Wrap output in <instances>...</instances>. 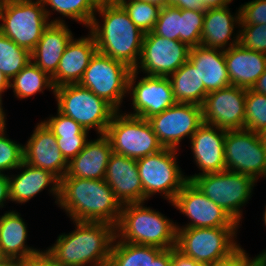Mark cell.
<instances>
[{
  "label": "cell",
  "mask_w": 266,
  "mask_h": 266,
  "mask_svg": "<svg viewBox=\"0 0 266 266\" xmlns=\"http://www.w3.org/2000/svg\"><path fill=\"white\" fill-rule=\"evenodd\" d=\"M57 205L72 221L105 222L117 226L122 204L104 179L63 177Z\"/></svg>",
  "instance_id": "1"
},
{
  "label": "cell",
  "mask_w": 266,
  "mask_h": 266,
  "mask_svg": "<svg viewBox=\"0 0 266 266\" xmlns=\"http://www.w3.org/2000/svg\"><path fill=\"white\" fill-rule=\"evenodd\" d=\"M96 14L103 18V24H100ZM88 29L94 36L97 52L135 69L140 59L144 33L119 3L99 5Z\"/></svg>",
  "instance_id": "2"
},
{
  "label": "cell",
  "mask_w": 266,
  "mask_h": 266,
  "mask_svg": "<svg viewBox=\"0 0 266 266\" xmlns=\"http://www.w3.org/2000/svg\"><path fill=\"white\" fill-rule=\"evenodd\" d=\"M73 223L75 230L59 234L47 249L56 263L60 266H98L109 262L116 237L115 227L105 222Z\"/></svg>",
  "instance_id": "3"
},
{
  "label": "cell",
  "mask_w": 266,
  "mask_h": 266,
  "mask_svg": "<svg viewBox=\"0 0 266 266\" xmlns=\"http://www.w3.org/2000/svg\"><path fill=\"white\" fill-rule=\"evenodd\" d=\"M143 205L145 202L122 205L120 219L115 227L116 238L127 243L161 249L176 247V222Z\"/></svg>",
  "instance_id": "4"
},
{
  "label": "cell",
  "mask_w": 266,
  "mask_h": 266,
  "mask_svg": "<svg viewBox=\"0 0 266 266\" xmlns=\"http://www.w3.org/2000/svg\"><path fill=\"white\" fill-rule=\"evenodd\" d=\"M49 19L41 0H3L0 32L31 52L50 23H65L60 17Z\"/></svg>",
  "instance_id": "5"
},
{
  "label": "cell",
  "mask_w": 266,
  "mask_h": 266,
  "mask_svg": "<svg viewBox=\"0 0 266 266\" xmlns=\"http://www.w3.org/2000/svg\"><path fill=\"white\" fill-rule=\"evenodd\" d=\"M176 229V248L205 266L228 259L242 247L236 242L239 227Z\"/></svg>",
  "instance_id": "6"
},
{
  "label": "cell",
  "mask_w": 266,
  "mask_h": 266,
  "mask_svg": "<svg viewBox=\"0 0 266 266\" xmlns=\"http://www.w3.org/2000/svg\"><path fill=\"white\" fill-rule=\"evenodd\" d=\"M54 96L60 113L72 118L87 131L95 128L98 135L106 133L116 112L104 99L79 84L56 87Z\"/></svg>",
  "instance_id": "7"
},
{
  "label": "cell",
  "mask_w": 266,
  "mask_h": 266,
  "mask_svg": "<svg viewBox=\"0 0 266 266\" xmlns=\"http://www.w3.org/2000/svg\"><path fill=\"white\" fill-rule=\"evenodd\" d=\"M191 181L206 197L219 205L241 225L242 207L249 203L257 183L254 178L225 170L197 175Z\"/></svg>",
  "instance_id": "8"
},
{
  "label": "cell",
  "mask_w": 266,
  "mask_h": 266,
  "mask_svg": "<svg viewBox=\"0 0 266 266\" xmlns=\"http://www.w3.org/2000/svg\"><path fill=\"white\" fill-rule=\"evenodd\" d=\"M178 149L164 148L161 151L136 159L143 187V202L156 193L171 203L188 181L177 164Z\"/></svg>",
  "instance_id": "9"
},
{
  "label": "cell",
  "mask_w": 266,
  "mask_h": 266,
  "mask_svg": "<svg viewBox=\"0 0 266 266\" xmlns=\"http://www.w3.org/2000/svg\"><path fill=\"white\" fill-rule=\"evenodd\" d=\"M120 112L114 113L105 133L113 153L139 159L164 149L147 119Z\"/></svg>",
  "instance_id": "10"
},
{
  "label": "cell",
  "mask_w": 266,
  "mask_h": 266,
  "mask_svg": "<svg viewBox=\"0 0 266 266\" xmlns=\"http://www.w3.org/2000/svg\"><path fill=\"white\" fill-rule=\"evenodd\" d=\"M132 69L124 63L96 52L79 82L120 111L123 98L128 95V80Z\"/></svg>",
  "instance_id": "11"
},
{
  "label": "cell",
  "mask_w": 266,
  "mask_h": 266,
  "mask_svg": "<svg viewBox=\"0 0 266 266\" xmlns=\"http://www.w3.org/2000/svg\"><path fill=\"white\" fill-rule=\"evenodd\" d=\"M224 150L226 170L249 175L257 182L266 176V148L261 134L247 129L227 130Z\"/></svg>",
  "instance_id": "12"
},
{
  "label": "cell",
  "mask_w": 266,
  "mask_h": 266,
  "mask_svg": "<svg viewBox=\"0 0 266 266\" xmlns=\"http://www.w3.org/2000/svg\"><path fill=\"white\" fill-rule=\"evenodd\" d=\"M189 54L190 47L185 43L148 32L144 34L140 59L134 71L169 77L189 60Z\"/></svg>",
  "instance_id": "13"
},
{
  "label": "cell",
  "mask_w": 266,
  "mask_h": 266,
  "mask_svg": "<svg viewBox=\"0 0 266 266\" xmlns=\"http://www.w3.org/2000/svg\"><path fill=\"white\" fill-rule=\"evenodd\" d=\"M147 120L164 148L179 150L180 142L185 137L191 139L203 124L202 106L176 103Z\"/></svg>",
  "instance_id": "14"
},
{
  "label": "cell",
  "mask_w": 266,
  "mask_h": 266,
  "mask_svg": "<svg viewBox=\"0 0 266 266\" xmlns=\"http://www.w3.org/2000/svg\"><path fill=\"white\" fill-rule=\"evenodd\" d=\"M177 210L190 220L176 228L240 227L219 205L206 197L192 182L187 181L171 202Z\"/></svg>",
  "instance_id": "15"
},
{
  "label": "cell",
  "mask_w": 266,
  "mask_h": 266,
  "mask_svg": "<svg viewBox=\"0 0 266 266\" xmlns=\"http://www.w3.org/2000/svg\"><path fill=\"white\" fill-rule=\"evenodd\" d=\"M138 74L132 70L129 76L128 95L134 111L127 114L148 119L177 103L168 77L145 75L138 80Z\"/></svg>",
  "instance_id": "16"
},
{
  "label": "cell",
  "mask_w": 266,
  "mask_h": 266,
  "mask_svg": "<svg viewBox=\"0 0 266 266\" xmlns=\"http://www.w3.org/2000/svg\"><path fill=\"white\" fill-rule=\"evenodd\" d=\"M247 89L230 85L209 92L202 104L203 123L225 130L245 129Z\"/></svg>",
  "instance_id": "17"
},
{
  "label": "cell",
  "mask_w": 266,
  "mask_h": 266,
  "mask_svg": "<svg viewBox=\"0 0 266 266\" xmlns=\"http://www.w3.org/2000/svg\"><path fill=\"white\" fill-rule=\"evenodd\" d=\"M23 161L35 168L48 170L59 179L68 169V161L61 153L55 135L43 121L37 123L33 134L23 145Z\"/></svg>",
  "instance_id": "18"
},
{
  "label": "cell",
  "mask_w": 266,
  "mask_h": 266,
  "mask_svg": "<svg viewBox=\"0 0 266 266\" xmlns=\"http://www.w3.org/2000/svg\"><path fill=\"white\" fill-rule=\"evenodd\" d=\"M225 129L203 123L190 139L193 161L200 171L198 174L187 176L191 181L197 175L215 173L226 170L224 141Z\"/></svg>",
  "instance_id": "19"
},
{
  "label": "cell",
  "mask_w": 266,
  "mask_h": 266,
  "mask_svg": "<svg viewBox=\"0 0 266 266\" xmlns=\"http://www.w3.org/2000/svg\"><path fill=\"white\" fill-rule=\"evenodd\" d=\"M104 180L122 205L143 202V187L136 159L112 153Z\"/></svg>",
  "instance_id": "20"
},
{
  "label": "cell",
  "mask_w": 266,
  "mask_h": 266,
  "mask_svg": "<svg viewBox=\"0 0 266 266\" xmlns=\"http://www.w3.org/2000/svg\"><path fill=\"white\" fill-rule=\"evenodd\" d=\"M97 52L94 36L72 38L59 61L56 73L51 77L54 87L79 84L91 58Z\"/></svg>",
  "instance_id": "21"
},
{
  "label": "cell",
  "mask_w": 266,
  "mask_h": 266,
  "mask_svg": "<svg viewBox=\"0 0 266 266\" xmlns=\"http://www.w3.org/2000/svg\"><path fill=\"white\" fill-rule=\"evenodd\" d=\"M16 169L21 172H18L17 175H9L10 201L24 204L49 187L48 191L52 196L54 195L57 204L60 179L56 175L48 170L30 166L24 161Z\"/></svg>",
  "instance_id": "22"
},
{
  "label": "cell",
  "mask_w": 266,
  "mask_h": 266,
  "mask_svg": "<svg viewBox=\"0 0 266 266\" xmlns=\"http://www.w3.org/2000/svg\"><path fill=\"white\" fill-rule=\"evenodd\" d=\"M240 23V9L235 15H232L228 6L206 9L200 45L227 50L239 44V29L236 34L233 33L235 25L239 28Z\"/></svg>",
  "instance_id": "23"
},
{
  "label": "cell",
  "mask_w": 266,
  "mask_h": 266,
  "mask_svg": "<svg viewBox=\"0 0 266 266\" xmlns=\"http://www.w3.org/2000/svg\"><path fill=\"white\" fill-rule=\"evenodd\" d=\"M112 153L109 138L105 134H100L97 139L88 140L83 150L68 162L64 177L104 179Z\"/></svg>",
  "instance_id": "24"
},
{
  "label": "cell",
  "mask_w": 266,
  "mask_h": 266,
  "mask_svg": "<svg viewBox=\"0 0 266 266\" xmlns=\"http://www.w3.org/2000/svg\"><path fill=\"white\" fill-rule=\"evenodd\" d=\"M231 85L251 89L266 69V54L248 50L240 44L224 50Z\"/></svg>",
  "instance_id": "25"
},
{
  "label": "cell",
  "mask_w": 266,
  "mask_h": 266,
  "mask_svg": "<svg viewBox=\"0 0 266 266\" xmlns=\"http://www.w3.org/2000/svg\"><path fill=\"white\" fill-rule=\"evenodd\" d=\"M73 37L66 23H50L31 51V61L52 77L66 46Z\"/></svg>",
  "instance_id": "26"
},
{
  "label": "cell",
  "mask_w": 266,
  "mask_h": 266,
  "mask_svg": "<svg viewBox=\"0 0 266 266\" xmlns=\"http://www.w3.org/2000/svg\"><path fill=\"white\" fill-rule=\"evenodd\" d=\"M189 61L198 70L208 93L231 85L224 50L202 45L191 47Z\"/></svg>",
  "instance_id": "27"
},
{
  "label": "cell",
  "mask_w": 266,
  "mask_h": 266,
  "mask_svg": "<svg viewBox=\"0 0 266 266\" xmlns=\"http://www.w3.org/2000/svg\"><path fill=\"white\" fill-rule=\"evenodd\" d=\"M27 225L19 212L10 210L0 216L1 258L25 260L40 250L28 246Z\"/></svg>",
  "instance_id": "28"
},
{
  "label": "cell",
  "mask_w": 266,
  "mask_h": 266,
  "mask_svg": "<svg viewBox=\"0 0 266 266\" xmlns=\"http://www.w3.org/2000/svg\"><path fill=\"white\" fill-rule=\"evenodd\" d=\"M177 103H192L202 106L208 92L200 80L198 70L188 60L169 77Z\"/></svg>",
  "instance_id": "29"
},
{
  "label": "cell",
  "mask_w": 266,
  "mask_h": 266,
  "mask_svg": "<svg viewBox=\"0 0 266 266\" xmlns=\"http://www.w3.org/2000/svg\"><path fill=\"white\" fill-rule=\"evenodd\" d=\"M10 88H13L14 95L20 100L43 93L45 89H51L52 94L55 90L52 78L32 61L10 80Z\"/></svg>",
  "instance_id": "30"
},
{
  "label": "cell",
  "mask_w": 266,
  "mask_h": 266,
  "mask_svg": "<svg viewBox=\"0 0 266 266\" xmlns=\"http://www.w3.org/2000/svg\"><path fill=\"white\" fill-rule=\"evenodd\" d=\"M41 2L48 18L54 11L63 17L81 23L87 28L91 25L98 7L92 0H41ZM48 5L50 10L46 7Z\"/></svg>",
  "instance_id": "31"
},
{
  "label": "cell",
  "mask_w": 266,
  "mask_h": 266,
  "mask_svg": "<svg viewBox=\"0 0 266 266\" xmlns=\"http://www.w3.org/2000/svg\"><path fill=\"white\" fill-rule=\"evenodd\" d=\"M29 62H31V52L18 46L0 32V72L11 80Z\"/></svg>",
  "instance_id": "32"
},
{
  "label": "cell",
  "mask_w": 266,
  "mask_h": 266,
  "mask_svg": "<svg viewBox=\"0 0 266 266\" xmlns=\"http://www.w3.org/2000/svg\"><path fill=\"white\" fill-rule=\"evenodd\" d=\"M109 262L112 266H149L150 246L113 241Z\"/></svg>",
  "instance_id": "33"
},
{
  "label": "cell",
  "mask_w": 266,
  "mask_h": 266,
  "mask_svg": "<svg viewBox=\"0 0 266 266\" xmlns=\"http://www.w3.org/2000/svg\"><path fill=\"white\" fill-rule=\"evenodd\" d=\"M114 2L119 3L124 8L132 22L144 34L153 31L162 7L138 0Z\"/></svg>",
  "instance_id": "34"
},
{
  "label": "cell",
  "mask_w": 266,
  "mask_h": 266,
  "mask_svg": "<svg viewBox=\"0 0 266 266\" xmlns=\"http://www.w3.org/2000/svg\"><path fill=\"white\" fill-rule=\"evenodd\" d=\"M245 129L261 134L266 129V95L247 89Z\"/></svg>",
  "instance_id": "35"
},
{
  "label": "cell",
  "mask_w": 266,
  "mask_h": 266,
  "mask_svg": "<svg viewBox=\"0 0 266 266\" xmlns=\"http://www.w3.org/2000/svg\"><path fill=\"white\" fill-rule=\"evenodd\" d=\"M6 117L0 118V173L15 170L23 162V144L6 135Z\"/></svg>",
  "instance_id": "36"
},
{
  "label": "cell",
  "mask_w": 266,
  "mask_h": 266,
  "mask_svg": "<svg viewBox=\"0 0 266 266\" xmlns=\"http://www.w3.org/2000/svg\"><path fill=\"white\" fill-rule=\"evenodd\" d=\"M205 12L181 9L180 41L190 48L200 45Z\"/></svg>",
  "instance_id": "37"
},
{
  "label": "cell",
  "mask_w": 266,
  "mask_h": 266,
  "mask_svg": "<svg viewBox=\"0 0 266 266\" xmlns=\"http://www.w3.org/2000/svg\"><path fill=\"white\" fill-rule=\"evenodd\" d=\"M180 18L181 9L163 6L153 32L169 40L180 41Z\"/></svg>",
  "instance_id": "38"
},
{
  "label": "cell",
  "mask_w": 266,
  "mask_h": 266,
  "mask_svg": "<svg viewBox=\"0 0 266 266\" xmlns=\"http://www.w3.org/2000/svg\"><path fill=\"white\" fill-rule=\"evenodd\" d=\"M239 44L248 50L266 54V24L240 25Z\"/></svg>",
  "instance_id": "39"
},
{
  "label": "cell",
  "mask_w": 266,
  "mask_h": 266,
  "mask_svg": "<svg viewBox=\"0 0 266 266\" xmlns=\"http://www.w3.org/2000/svg\"><path fill=\"white\" fill-rule=\"evenodd\" d=\"M47 127L52 131L55 137H62V135H88L89 131L75 122L72 118L67 117L57 110L55 116L48 117L43 121Z\"/></svg>",
  "instance_id": "40"
},
{
  "label": "cell",
  "mask_w": 266,
  "mask_h": 266,
  "mask_svg": "<svg viewBox=\"0 0 266 266\" xmlns=\"http://www.w3.org/2000/svg\"><path fill=\"white\" fill-rule=\"evenodd\" d=\"M240 25L266 24V0H252L240 7Z\"/></svg>",
  "instance_id": "41"
},
{
  "label": "cell",
  "mask_w": 266,
  "mask_h": 266,
  "mask_svg": "<svg viewBox=\"0 0 266 266\" xmlns=\"http://www.w3.org/2000/svg\"><path fill=\"white\" fill-rule=\"evenodd\" d=\"M87 136L88 135H62V137H56L58 147L68 162L83 150L88 141Z\"/></svg>",
  "instance_id": "42"
},
{
  "label": "cell",
  "mask_w": 266,
  "mask_h": 266,
  "mask_svg": "<svg viewBox=\"0 0 266 266\" xmlns=\"http://www.w3.org/2000/svg\"><path fill=\"white\" fill-rule=\"evenodd\" d=\"M266 264V249L253 259L241 247L231 257L210 266H263Z\"/></svg>",
  "instance_id": "43"
},
{
  "label": "cell",
  "mask_w": 266,
  "mask_h": 266,
  "mask_svg": "<svg viewBox=\"0 0 266 266\" xmlns=\"http://www.w3.org/2000/svg\"><path fill=\"white\" fill-rule=\"evenodd\" d=\"M22 266H60L47 250L29 256L22 261Z\"/></svg>",
  "instance_id": "44"
},
{
  "label": "cell",
  "mask_w": 266,
  "mask_h": 266,
  "mask_svg": "<svg viewBox=\"0 0 266 266\" xmlns=\"http://www.w3.org/2000/svg\"><path fill=\"white\" fill-rule=\"evenodd\" d=\"M149 266H171V249L150 246Z\"/></svg>",
  "instance_id": "45"
},
{
  "label": "cell",
  "mask_w": 266,
  "mask_h": 266,
  "mask_svg": "<svg viewBox=\"0 0 266 266\" xmlns=\"http://www.w3.org/2000/svg\"><path fill=\"white\" fill-rule=\"evenodd\" d=\"M166 5L192 11H206L202 0H166Z\"/></svg>",
  "instance_id": "46"
},
{
  "label": "cell",
  "mask_w": 266,
  "mask_h": 266,
  "mask_svg": "<svg viewBox=\"0 0 266 266\" xmlns=\"http://www.w3.org/2000/svg\"><path fill=\"white\" fill-rule=\"evenodd\" d=\"M171 266H205L193 258L184 255L176 247L171 248Z\"/></svg>",
  "instance_id": "47"
},
{
  "label": "cell",
  "mask_w": 266,
  "mask_h": 266,
  "mask_svg": "<svg viewBox=\"0 0 266 266\" xmlns=\"http://www.w3.org/2000/svg\"><path fill=\"white\" fill-rule=\"evenodd\" d=\"M6 200L9 199V176L8 174L0 173V208L5 206Z\"/></svg>",
  "instance_id": "48"
},
{
  "label": "cell",
  "mask_w": 266,
  "mask_h": 266,
  "mask_svg": "<svg viewBox=\"0 0 266 266\" xmlns=\"http://www.w3.org/2000/svg\"><path fill=\"white\" fill-rule=\"evenodd\" d=\"M9 88H10V80L2 72H0V114L2 117H6L4 107L2 106L3 104L2 94H4V92Z\"/></svg>",
  "instance_id": "49"
},
{
  "label": "cell",
  "mask_w": 266,
  "mask_h": 266,
  "mask_svg": "<svg viewBox=\"0 0 266 266\" xmlns=\"http://www.w3.org/2000/svg\"><path fill=\"white\" fill-rule=\"evenodd\" d=\"M206 9L223 8L228 6L233 0H202Z\"/></svg>",
  "instance_id": "50"
},
{
  "label": "cell",
  "mask_w": 266,
  "mask_h": 266,
  "mask_svg": "<svg viewBox=\"0 0 266 266\" xmlns=\"http://www.w3.org/2000/svg\"><path fill=\"white\" fill-rule=\"evenodd\" d=\"M251 89L256 93L266 95V69Z\"/></svg>",
  "instance_id": "51"
},
{
  "label": "cell",
  "mask_w": 266,
  "mask_h": 266,
  "mask_svg": "<svg viewBox=\"0 0 266 266\" xmlns=\"http://www.w3.org/2000/svg\"><path fill=\"white\" fill-rule=\"evenodd\" d=\"M0 266H22V261L18 259L0 258Z\"/></svg>",
  "instance_id": "52"
},
{
  "label": "cell",
  "mask_w": 266,
  "mask_h": 266,
  "mask_svg": "<svg viewBox=\"0 0 266 266\" xmlns=\"http://www.w3.org/2000/svg\"><path fill=\"white\" fill-rule=\"evenodd\" d=\"M138 1H143L151 4H155L157 6L163 7L166 6V0H138Z\"/></svg>",
  "instance_id": "53"
},
{
  "label": "cell",
  "mask_w": 266,
  "mask_h": 266,
  "mask_svg": "<svg viewBox=\"0 0 266 266\" xmlns=\"http://www.w3.org/2000/svg\"><path fill=\"white\" fill-rule=\"evenodd\" d=\"M97 6L113 3L115 0H92Z\"/></svg>",
  "instance_id": "54"
},
{
  "label": "cell",
  "mask_w": 266,
  "mask_h": 266,
  "mask_svg": "<svg viewBox=\"0 0 266 266\" xmlns=\"http://www.w3.org/2000/svg\"><path fill=\"white\" fill-rule=\"evenodd\" d=\"M262 140L264 142L265 148H266V129L261 133Z\"/></svg>",
  "instance_id": "55"
},
{
  "label": "cell",
  "mask_w": 266,
  "mask_h": 266,
  "mask_svg": "<svg viewBox=\"0 0 266 266\" xmlns=\"http://www.w3.org/2000/svg\"><path fill=\"white\" fill-rule=\"evenodd\" d=\"M263 220H264V224L266 226V205H265V210H264V214H263Z\"/></svg>",
  "instance_id": "56"
},
{
  "label": "cell",
  "mask_w": 266,
  "mask_h": 266,
  "mask_svg": "<svg viewBox=\"0 0 266 266\" xmlns=\"http://www.w3.org/2000/svg\"><path fill=\"white\" fill-rule=\"evenodd\" d=\"M98 266H112V264L110 262H107L105 264H101V265H98Z\"/></svg>",
  "instance_id": "57"
}]
</instances>
